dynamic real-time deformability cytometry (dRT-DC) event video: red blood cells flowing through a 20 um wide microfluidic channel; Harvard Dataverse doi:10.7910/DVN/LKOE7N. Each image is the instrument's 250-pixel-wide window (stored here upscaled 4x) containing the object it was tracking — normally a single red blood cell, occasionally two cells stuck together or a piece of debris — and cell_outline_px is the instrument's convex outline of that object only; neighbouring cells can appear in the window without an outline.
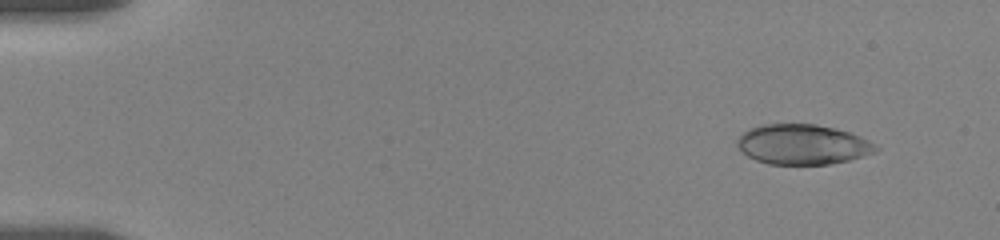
{"species": "human", "species_latin": "Homo sapiens", "temperature_condition": "room temperature", "stored_images_in_passage": 5, "camera_frame_rate_fps": 3000, "um_per_image_px": 0.085, "donor": {"sex": "female"}, "frame": {"image": 1, "passage_image": 5, "time_ms": 4.333, "image_size_px": [1000, 240], "cell_outline_px": [[880, 148], [876, 152], [848, 160], [828, 164], [768, 164], [756, 160], [748, 156], [736, 144], [736, 140], [748, 128], [764, 124], [816, 124], [848, 132], [860, 136], [876, 144]], "centroid_in_image_um": [68.22, 12.27], "position_along_channel_um": 16.8, "area_um2": 32.19}}